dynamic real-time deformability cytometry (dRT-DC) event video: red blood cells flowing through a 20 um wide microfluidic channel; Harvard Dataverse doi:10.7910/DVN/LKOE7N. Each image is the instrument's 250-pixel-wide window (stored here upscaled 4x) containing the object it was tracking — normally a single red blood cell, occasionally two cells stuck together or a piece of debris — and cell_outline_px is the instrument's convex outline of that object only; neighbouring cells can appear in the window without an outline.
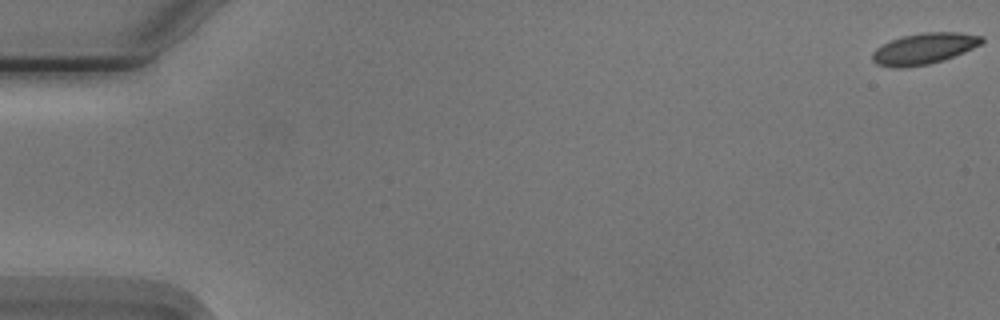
{"species": "Egyptian fruit bat (a non-hibernating species)", "species_latin": "Rousettus aegyptiacus", "temperature_condition": "cold", "stored_images_in_passage": 10, "camera_frame_rate_fps": 3000, "um_per_image_px": 0.085, "animal": {"sex": "male"}, "frame": {"image": 1, "passage_image": 1, "time_ms": 0.0, "image_size_px": [1000, 320], "cell_outline_px": [[984, 40], [980, 44], [964, 52], [944, 60], [928, 64], [904, 68], [892, 68], [876, 64], [872, 60], [872, 52], [876, 48], [892, 40], [904, 36], [924, 32], [960, 32], [984, 36]], "centroid_in_image_um": [78.54, 4.14], "position_along_channel_um": 6.5, "area_um2": 19.83}}